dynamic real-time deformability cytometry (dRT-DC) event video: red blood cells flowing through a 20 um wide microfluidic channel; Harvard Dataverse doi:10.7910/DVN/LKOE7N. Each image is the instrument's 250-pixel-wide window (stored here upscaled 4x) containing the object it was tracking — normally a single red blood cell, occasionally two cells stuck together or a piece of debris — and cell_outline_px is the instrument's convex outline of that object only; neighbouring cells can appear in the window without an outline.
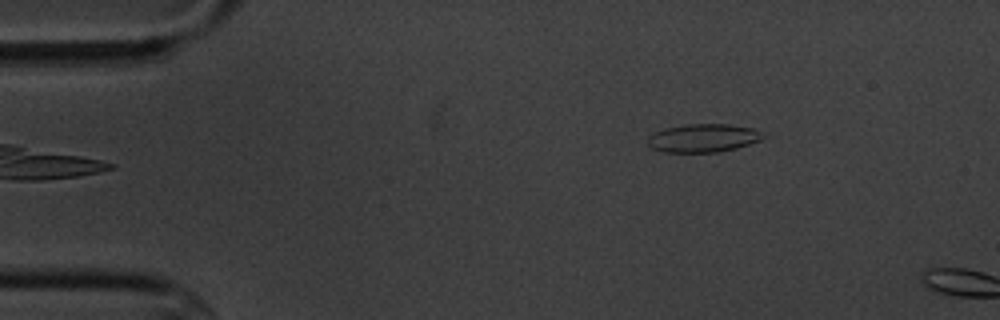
{"species": "common noctule bat (a hibernating species)", "species_latin": "Nyctalus noctula", "temperature_condition": "cold", "stored_images_in_passage": 6, "camera_frame_rate_fps": 3000, "um_per_image_px": 0.085, "animal": {"sex": "male", "body_mass_g": 20.1, "forearm_length_mm": 53.5}, "frame": {"image": 1, "passage_image": 6, "time_ms": 6.333, "image_size_px": [1000, 320], "cell_outline_px": [[772, 136], [736, 148], [720, 152], [664, 152], [652, 148], [648, 144], [648, 136], [664, 128], [684, 124], [728, 124], [752, 128]], "centroid_in_image_um": [59.82, 11.73], "position_along_channel_um": 25.2, "area_um2": 19.19}}